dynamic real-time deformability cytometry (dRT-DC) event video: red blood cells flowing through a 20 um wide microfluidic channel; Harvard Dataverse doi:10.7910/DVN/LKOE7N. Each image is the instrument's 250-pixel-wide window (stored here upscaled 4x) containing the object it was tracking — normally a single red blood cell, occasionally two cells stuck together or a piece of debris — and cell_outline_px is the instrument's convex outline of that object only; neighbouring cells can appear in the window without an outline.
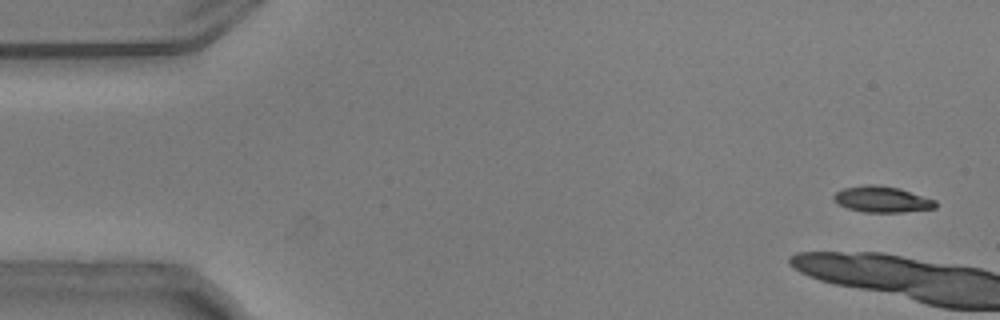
{"species": "common noctule bat (a hibernating species)", "species_latin": "Nyctalus noctula", "temperature_condition": "warm", "stored_images_in_passage": 3, "camera_frame_rate_fps": 3000, "um_per_image_px": 0.085, "animal": {"sex": "male", "body_mass_g": 20.5, "forearm_length_mm": 52.5}, "frame": {"image": 1, "passage_image": 1, "time_ms": 0.0, "image_size_px": [1000, 320], "cell_outline_px": [[936, 208], [904, 212], [864, 212], [848, 208], [832, 200], [832, 196], [836, 192], [844, 188], [864, 184], [876, 184], [900, 188], [936, 200]], "centroid_in_image_um": [74.97, 16.93], "position_along_channel_um": 10.0, "area_um2": 15.55}}